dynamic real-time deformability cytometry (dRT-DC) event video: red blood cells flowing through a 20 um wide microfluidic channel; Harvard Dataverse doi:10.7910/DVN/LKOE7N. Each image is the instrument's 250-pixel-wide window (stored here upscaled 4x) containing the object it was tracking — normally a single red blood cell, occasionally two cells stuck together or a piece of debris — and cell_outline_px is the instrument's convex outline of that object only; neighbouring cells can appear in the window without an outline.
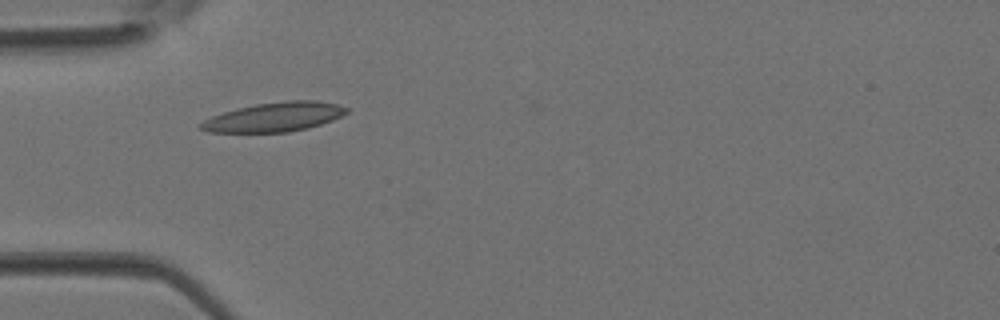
{"species": "Egyptian fruit bat (a non-hibernating species)", "species_latin": "Rousettus aegyptiacus", "temperature_condition": "room temperature", "stored_images_in_passage": 1, "camera_frame_rate_fps": 3000, "um_per_image_px": 0.085, "animal": {"sex": "female"}, "frame": {"image": 1, "passage_image": 1, "time_ms": 0.0, "image_size_px": [1000, 320], "cell_outline_px": [[348, 112], [332, 120], [308, 128], [288, 132], [208, 132], [200, 128], [196, 124], [212, 116], [224, 112], [256, 104], [284, 100], [316, 100], [336, 104], [348, 108]], "centroid_in_image_um": [23.31, 9.94], "position_along_channel_um": 61.7, "area_um2": 24.74}}